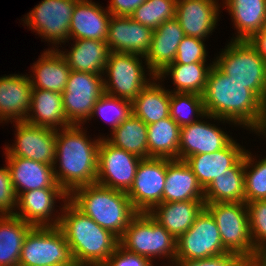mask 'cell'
<instances>
[{
  "label": "cell",
  "mask_w": 266,
  "mask_h": 266,
  "mask_svg": "<svg viewBox=\"0 0 266 266\" xmlns=\"http://www.w3.org/2000/svg\"><path fill=\"white\" fill-rule=\"evenodd\" d=\"M202 97L206 114L229 120L258 136L265 128L260 98L245 85L230 80L215 64L208 73Z\"/></svg>",
  "instance_id": "6da1fadb"
},
{
  "label": "cell",
  "mask_w": 266,
  "mask_h": 266,
  "mask_svg": "<svg viewBox=\"0 0 266 266\" xmlns=\"http://www.w3.org/2000/svg\"><path fill=\"white\" fill-rule=\"evenodd\" d=\"M85 129L83 125H70L57 130L54 175L68 194L78 187L96 183L102 137L91 139Z\"/></svg>",
  "instance_id": "7a4b0ae2"
},
{
  "label": "cell",
  "mask_w": 266,
  "mask_h": 266,
  "mask_svg": "<svg viewBox=\"0 0 266 266\" xmlns=\"http://www.w3.org/2000/svg\"><path fill=\"white\" fill-rule=\"evenodd\" d=\"M59 208L58 228L78 266H102L119 245V238L83 214L69 200Z\"/></svg>",
  "instance_id": "3957f363"
},
{
  "label": "cell",
  "mask_w": 266,
  "mask_h": 266,
  "mask_svg": "<svg viewBox=\"0 0 266 266\" xmlns=\"http://www.w3.org/2000/svg\"><path fill=\"white\" fill-rule=\"evenodd\" d=\"M83 214L119 239L130 221L138 214L127 192L98 183L74 189L68 199Z\"/></svg>",
  "instance_id": "277c9868"
},
{
  "label": "cell",
  "mask_w": 266,
  "mask_h": 266,
  "mask_svg": "<svg viewBox=\"0 0 266 266\" xmlns=\"http://www.w3.org/2000/svg\"><path fill=\"white\" fill-rule=\"evenodd\" d=\"M119 244L126 250L142 255L150 261L168 259L172 266L177 255V240L149 213H138L129 223ZM171 261V262H170Z\"/></svg>",
  "instance_id": "5b68a950"
},
{
  "label": "cell",
  "mask_w": 266,
  "mask_h": 266,
  "mask_svg": "<svg viewBox=\"0 0 266 266\" xmlns=\"http://www.w3.org/2000/svg\"><path fill=\"white\" fill-rule=\"evenodd\" d=\"M220 52L214 58V64L230 80L245 85L260 98L266 78V61L249 41L230 40Z\"/></svg>",
  "instance_id": "8992f818"
},
{
  "label": "cell",
  "mask_w": 266,
  "mask_h": 266,
  "mask_svg": "<svg viewBox=\"0 0 266 266\" xmlns=\"http://www.w3.org/2000/svg\"><path fill=\"white\" fill-rule=\"evenodd\" d=\"M103 77L106 94L133 101L142 89L154 79L155 74L149 70L143 56L125 52H110Z\"/></svg>",
  "instance_id": "52a82bcc"
},
{
  "label": "cell",
  "mask_w": 266,
  "mask_h": 266,
  "mask_svg": "<svg viewBox=\"0 0 266 266\" xmlns=\"http://www.w3.org/2000/svg\"><path fill=\"white\" fill-rule=\"evenodd\" d=\"M19 266H78L58 226H33L25 236Z\"/></svg>",
  "instance_id": "ba28073f"
},
{
  "label": "cell",
  "mask_w": 266,
  "mask_h": 266,
  "mask_svg": "<svg viewBox=\"0 0 266 266\" xmlns=\"http://www.w3.org/2000/svg\"><path fill=\"white\" fill-rule=\"evenodd\" d=\"M205 209L217 223L224 248L249 261L255 248L251 240L246 203H207Z\"/></svg>",
  "instance_id": "9c48e42d"
},
{
  "label": "cell",
  "mask_w": 266,
  "mask_h": 266,
  "mask_svg": "<svg viewBox=\"0 0 266 266\" xmlns=\"http://www.w3.org/2000/svg\"><path fill=\"white\" fill-rule=\"evenodd\" d=\"M77 1L42 0L27 15H24L22 21L40 38L55 46L49 49H57L59 44L61 46V43L69 42V27Z\"/></svg>",
  "instance_id": "30bf717a"
},
{
  "label": "cell",
  "mask_w": 266,
  "mask_h": 266,
  "mask_svg": "<svg viewBox=\"0 0 266 266\" xmlns=\"http://www.w3.org/2000/svg\"><path fill=\"white\" fill-rule=\"evenodd\" d=\"M105 93L103 75L71 70L62 92L64 112L71 125H84L96 101Z\"/></svg>",
  "instance_id": "8fae6325"
},
{
  "label": "cell",
  "mask_w": 266,
  "mask_h": 266,
  "mask_svg": "<svg viewBox=\"0 0 266 266\" xmlns=\"http://www.w3.org/2000/svg\"><path fill=\"white\" fill-rule=\"evenodd\" d=\"M176 243V260H198L228 253L223 246L217 223L205 208Z\"/></svg>",
  "instance_id": "7c38bea8"
},
{
  "label": "cell",
  "mask_w": 266,
  "mask_h": 266,
  "mask_svg": "<svg viewBox=\"0 0 266 266\" xmlns=\"http://www.w3.org/2000/svg\"><path fill=\"white\" fill-rule=\"evenodd\" d=\"M141 159L133 153L113 146L102 137L98 150L96 183L128 192L133 185Z\"/></svg>",
  "instance_id": "4fadbf2b"
},
{
  "label": "cell",
  "mask_w": 266,
  "mask_h": 266,
  "mask_svg": "<svg viewBox=\"0 0 266 266\" xmlns=\"http://www.w3.org/2000/svg\"><path fill=\"white\" fill-rule=\"evenodd\" d=\"M167 158H142L127 195L138 213H149L163 203Z\"/></svg>",
  "instance_id": "5bb4252c"
},
{
  "label": "cell",
  "mask_w": 266,
  "mask_h": 266,
  "mask_svg": "<svg viewBox=\"0 0 266 266\" xmlns=\"http://www.w3.org/2000/svg\"><path fill=\"white\" fill-rule=\"evenodd\" d=\"M204 119L209 120L205 122L203 118H200V120L192 124L181 127L178 160H185L196 154H210L219 151L225 148L233 140V137L223 131L221 127L211 124L208 121L214 119V122L218 120V123L223 121L222 123L236 126L235 123L229 120L216 118L209 114H206Z\"/></svg>",
  "instance_id": "9a60e30c"
},
{
  "label": "cell",
  "mask_w": 266,
  "mask_h": 266,
  "mask_svg": "<svg viewBox=\"0 0 266 266\" xmlns=\"http://www.w3.org/2000/svg\"><path fill=\"white\" fill-rule=\"evenodd\" d=\"M15 143L5 145L6 156L32 159L52 165L55 162L57 130L31 125L25 121L14 122Z\"/></svg>",
  "instance_id": "2e32d148"
},
{
  "label": "cell",
  "mask_w": 266,
  "mask_h": 266,
  "mask_svg": "<svg viewBox=\"0 0 266 266\" xmlns=\"http://www.w3.org/2000/svg\"><path fill=\"white\" fill-rule=\"evenodd\" d=\"M57 199L65 203L69 199V194L63 188L25 191L17 197L16 211L13 215L32 226H58L61 215L58 209H55ZM54 212H58L59 215Z\"/></svg>",
  "instance_id": "e0dca14e"
},
{
  "label": "cell",
  "mask_w": 266,
  "mask_h": 266,
  "mask_svg": "<svg viewBox=\"0 0 266 266\" xmlns=\"http://www.w3.org/2000/svg\"><path fill=\"white\" fill-rule=\"evenodd\" d=\"M152 35V28L131 17L111 15L106 43L110 52L132 53L145 57L150 49Z\"/></svg>",
  "instance_id": "ac0fdd59"
},
{
  "label": "cell",
  "mask_w": 266,
  "mask_h": 266,
  "mask_svg": "<svg viewBox=\"0 0 266 266\" xmlns=\"http://www.w3.org/2000/svg\"><path fill=\"white\" fill-rule=\"evenodd\" d=\"M218 0H177L175 19L185 36L206 40L217 28L220 7Z\"/></svg>",
  "instance_id": "d6986e66"
},
{
  "label": "cell",
  "mask_w": 266,
  "mask_h": 266,
  "mask_svg": "<svg viewBox=\"0 0 266 266\" xmlns=\"http://www.w3.org/2000/svg\"><path fill=\"white\" fill-rule=\"evenodd\" d=\"M31 92L28 74L0 77V123L25 121L31 107Z\"/></svg>",
  "instance_id": "ffe728a7"
},
{
  "label": "cell",
  "mask_w": 266,
  "mask_h": 266,
  "mask_svg": "<svg viewBox=\"0 0 266 266\" xmlns=\"http://www.w3.org/2000/svg\"><path fill=\"white\" fill-rule=\"evenodd\" d=\"M246 152L245 147L232 140L225 148L210 153L196 154L186 158L184 161L192 169L198 183L205 190L211 182L234 167Z\"/></svg>",
  "instance_id": "44dd1931"
},
{
  "label": "cell",
  "mask_w": 266,
  "mask_h": 266,
  "mask_svg": "<svg viewBox=\"0 0 266 266\" xmlns=\"http://www.w3.org/2000/svg\"><path fill=\"white\" fill-rule=\"evenodd\" d=\"M111 13L92 0H78L69 27V40L106 41Z\"/></svg>",
  "instance_id": "7402d4cb"
},
{
  "label": "cell",
  "mask_w": 266,
  "mask_h": 266,
  "mask_svg": "<svg viewBox=\"0 0 266 266\" xmlns=\"http://www.w3.org/2000/svg\"><path fill=\"white\" fill-rule=\"evenodd\" d=\"M17 197L30 190L62 188L56 181L52 165L17 156H5Z\"/></svg>",
  "instance_id": "603a6c76"
},
{
  "label": "cell",
  "mask_w": 266,
  "mask_h": 266,
  "mask_svg": "<svg viewBox=\"0 0 266 266\" xmlns=\"http://www.w3.org/2000/svg\"><path fill=\"white\" fill-rule=\"evenodd\" d=\"M184 37V31L175 18L165 21L153 30L150 49L145 55V61L155 76L174 62L177 48Z\"/></svg>",
  "instance_id": "cb8c5ba5"
},
{
  "label": "cell",
  "mask_w": 266,
  "mask_h": 266,
  "mask_svg": "<svg viewBox=\"0 0 266 266\" xmlns=\"http://www.w3.org/2000/svg\"><path fill=\"white\" fill-rule=\"evenodd\" d=\"M204 201V190L184 160L167 159L163 203Z\"/></svg>",
  "instance_id": "d4e9b609"
},
{
  "label": "cell",
  "mask_w": 266,
  "mask_h": 266,
  "mask_svg": "<svg viewBox=\"0 0 266 266\" xmlns=\"http://www.w3.org/2000/svg\"><path fill=\"white\" fill-rule=\"evenodd\" d=\"M39 57L31 66L33 74L28 75L32 88L62 94L71 71L67 60L58 49H47Z\"/></svg>",
  "instance_id": "484cf974"
},
{
  "label": "cell",
  "mask_w": 266,
  "mask_h": 266,
  "mask_svg": "<svg viewBox=\"0 0 266 266\" xmlns=\"http://www.w3.org/2000/svg\"><path fill=\"white\" fill-rule=\"evenodd\" d=\"M25 122L54 130L69 127L71 124L64 112L62 94L32 88L31 107Z\"/></svg>",
  "instance_id": "4316f807"
},
{
  "label": "cell",
  "mask_w": 266,
  "mask_h": 266,
  "mask_svg": "<svg viewBox=\"0 0 266 266\" xmlns=\"http://www.w3.org/2000/svg\"><path fill=\"white\" fill-rule=\"evenodd\" d=\"M231 16L235 37L230 40H249L266 27V0H222Z\"/></svg>",
  "instance_id": "83f0119b"
},
{
  "label": "cell",
  "mask_w": 266,
  "mask_h": 266,
  "mask_svg": "<svg viewBox=\"0 0 266 266\" xmlns=\"http://www.w3.org/2000/svg\"><path fill=\"white\" fill-rule=\"evenodd\" d=\"M204 208V201L166 202L156 205L149 214L177 240Z\"/></svg>",
  "instance_id": "f1b7e54d"
},
{
  "label": "cell",
  "mask_w": 266,
  "mask_h": 266,
  "mask_svg": "<svg viewBox=\"0 0 266 266\" xmlns=\"http://www.w3.org/2000/svg\"><path fill=\"white\" fill-rule=\"evenodd\" d=\"M73 43L70 51L58 49L70 69L103 75L110 54L106 41L74 39Z\"/></svg>",
  "instance_id": "f546056e"
},
{
  "label": "cell",
  "mask_w": 266,
  "mask_h": 266,
  "mask_svg": "<svg viewBox=\"0 0 266 266\" xmlns=\"http://www.w3.org/2000/svg\"><path fill=\"white\" fill-rule=\"evenodd\" d=\"M157 76L132 101V114L146 125L170 116L171 89H165Z\"/></svg>",
  "instance_id": "4dcf8cb0"
},
{
  "label": "cell",
  "mask_w": 266,
  "mask_h": 266,
  "mask_svg": "<svg viewBox=\"0 0 266 266\" xmlns=\"http://www.w3.org/2000/svg\"><path fill=\"white\" fill-rule=\"evenodd\" d=\"M217 202L245 203L244 157L204 190L205 204Z\"/></svg>",
  "instance_id": "1f68e13d"
},
{
  "label": "cell",
  "mask_w": 266,
  "mask_h": 266,
  "mask_svg": "<svg viewBox=\"0 0 266 266\" xmlns=\"http://www.w3.org/2000/svg\"><path fill=\"white\" fill-rule=\"evenodd\" d=\"M213 64L214 61L209 65L206 63L169 64L157 74V77L162 82L166 76L170 75L169 78L171 77L172 84L175 85V88L170 92L203 95L207 76Z\"/></svg>",
  "instance_id": "d6a6232c"
},
{
  "label": "cell",
  "mask_w": 266,
  "mask_h": 266,
  "mask_svg": "<svg viewBox=\"0 0 266 266\" xmlns=\"http://www.w3.org/2000/svg\"><path fill=\"white\" fill-rule=\"evenodd\" d=\"M32 227L14 215H0V266H19L22 245Z\"/></svg>",
  "instance_id": "836d02e7"
},
{
  "label": "cell",
  "mask_w": 266,
  "mask_h": 266,
  "mask_svg": "<svg viewBox=\"0 0 266 266\" xmlns=\"http://www.w3.org/2000/svg\"><path fill=\"white\" fill-rule=\"evenodd\" d=\"M181 127L169 116L147 125L148 158L177 159Z\"/></svg>",
  "instance_id": "e575fe53"
},
{
  "label": "cell",
  "mask_w": 266,
  "mask_h": 266,
  "mask_svg": "<svg viewBox=\"0 0 266 266\" xmlns=\"http://www.w3.org/2000/svg\"><path fill=\"white\" fill-rule=\"evenodd\" d=\"M109 136L103 137L113 146L140 158H148L147 125L133 114L114 129Z\"/></svg>",
  "instance_id": "d590c367"
},
{
  "label": "cell",
  "mask_w": 266,
  "mask_h": 266,
  "mask_svg": "<svg viewBox=\"0 0 266 266\" xmlns=\"http://www.w3.org/2000/svg\"><path fill=\"white\" fill-rule=\"evenodd\" d=\"M206 111L202 95L196 93L171 92L170 117L180 127L204 118Z\"/></svg>",
  "instance_id": "8d00e7d4"
},
{
  "label": "cell",
  "mask_w": 266,
  "mask_h": 266,
  "mask_svg": "<svg viewBox=\"0 0 266 266\" xmlns=\"http://www.w3.org/2000/svg\"><path fill=\"white\" fill-rule=\"evenodd\" d=\"M246 150L244 154L245 203L266 200V156L261 160Z\"/></svg>",
  "instance_id": "74e56055"
},
{
  "label": "cell",
  "mask_w": 266,
  "mask_h": 266,
  "mask_svg": "<svg viewBox=\"0 0 266 266\" xmlns=\"http://www.w3.org/2000/svg\"><path fill=\"white\" fill-rule=\"evenodd\" d=\"M177 0H146L131 14V18L153 30L175 18Z\"/></svg>",
  "instance_id": "f35d334b"
},
{
  "label": "cell",
  "mask_w": 266,
  "mask_h": 266,
  "mask_svg": "<svg viewBox=\"0 0 266 266\" xmlns=\"http://www.w3.org/2000/svg\"><path fill=\"white\" fill-rule=\"evenodd\" d=\"M98 115L111 125L112 132L132 115V101L104 93L96 101L89 120Z\"/></svg>",
  "instance_id": "ab89813d"
},
{
  "label": "cell",
  "mask_w": 266,
  "mask_h": 266,
  "mask_svg": "<svg viewBox=\"0 0 266 266\" xmlns=\"http://www.w3.org/2000/svg\"><path fill=\"white\" fill-rule=\"evenodd\" d=\"M251 240L254 248L266 245V200L246 203Z\"/></svg>",
  "instance_id": "60d3db41"
},
{
  "label": "cell",
  "mask_w": 266,
  "mask_h": 266,
  "mask_svg": "<svg viewBox=\"0 0 266 266\" xmlns=\"http://www.w3.org/2000/svg\"><path fill=\"white\" fill-rule=\"evenodd\" d=\"M205 41L196 37L185 36L177 48L174 62L170 64L206 63L208 52Z\"/></svg>",
  "instance_id": "b9f144b4"
},
{
  "label": "cell",
  "mask_w": 266,
  "mask_h": 266,
  "mask_svg": "<svg viewBox=\"0 0 266 266\" xmlns=\"http://www.w3.org/2000/svg\"><path fill=\"white\" fill-rule=\"evenodd\" d=\"M16 206L17 195L6 164L0 168V215H13Z\"/></svg>",
  "instance_id": "7bdbcfd3"
},
{
  "label": "cell",
  "mask_w": 266,
  "mask_h": 266,
  "mask_svg": "<svg viewBox=\"0 0 266 266\" xmlns=\"http://www.w3.org/2000/svg\"><path fill=\"white\" fill-rule=\"evenodd\" d=\"M172 266H248V261L234 252L198 260H175Z\"/></svg>",
  "instance_id": "ee69618b"
},
{
  "label": "cell",
  "mask_w": 266,
  "mask_h": 266,
  "mask_svg": "<svg viewBox=\"0 0 266 266\" xmlns=\"http://www.w3.org/2000/svg\"><path fill=\"white\" fill-rule=\"evenodd\" d=\"M102 266H154V264L144 256L130 252L119 244Z\"/></svg>",
  "instance_id": "f6af8a7d"
},
{
  "label": "cell",
  "mask_w": 266,
  "mask_h": 266,
  "mask_svg": "<svg viewBox=\"0 0 266 266\" xmlns=\"http://www.w3.org/2000/svg\"><path fill=\"white\" fill-rule=\"evenodd\" d=\"M146 0H110L107 10L113 16L130 17L133 11Z\"/></svg>",
  "instance_id": "bcb514c9"
},
{
  "label": "cell",
  "mask_w": 266,
  "mask_h": 266,
  "mask_svg": "<svg viewBox=\"0 0 266 266\" xmlns=\"http://www.w3.org/2000/svg\"><path fill=\"white\" fill-rule=\"evenodd\" d=\"M248 41L255 48L257 53L266 61V27L254 34Z\"/></svg>",
  "instance_id": "7dc6e473"
},
{
  "label": "cell",
  "mask_w": 266,
  "mask_h": 266,
  "mask_svg": "<svg viewBox=\"0 0 266 266\" xmlns=\"http://www.w3.org/2000/svg\"><path fill=\"white\" fill-rule=\"evenodd\" d=\"M248 266H266V245L255 249L253 257L248 261Z\"/></svg>",
  "instance_id": "c3c4849f"
},
{
  "label": "cell",
  "mask_w": 266,
  "mask_h": 266,
  "mask_svg": "<svg viewBox=\"0 0 266 266\" xmlns=\"http://www.w3.org/2000/svg\"><path fill=\"white\" fill-rule=\"evenodd\" d=\"M260 107L262 110L263 118L266 121V78H265L264 88L260 97Z\"/></svg>",
  "instance_id": "681fc988"
},
{
  "label": "cell",
  "mask_w": 266,
  "mask_h": 266,
  "mask_svg": "<svg viewBox=\"0 0 266 266\" xmlns=\"http://www.w3.org/2000/svg\"><path fill=\"white\" fill-rule=\"evenodd\" d=\"M262 137H266V125L265 128L263 129V131L260 133Z\"/></svg>",
  "instance_id": "f907efd6"
}]
</instances>
